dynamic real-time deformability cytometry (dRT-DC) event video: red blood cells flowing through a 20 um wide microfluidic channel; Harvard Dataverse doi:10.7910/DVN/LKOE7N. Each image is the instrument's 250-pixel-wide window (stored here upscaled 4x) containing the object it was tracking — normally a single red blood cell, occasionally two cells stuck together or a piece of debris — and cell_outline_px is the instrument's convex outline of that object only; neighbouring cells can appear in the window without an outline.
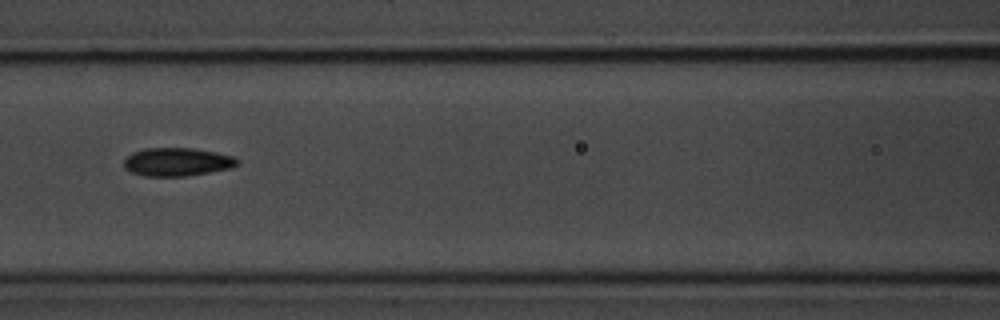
{"species": "common noctule bat (a hibernating species)", "species_latin": "Nyctalus noctula", "temperature_condition": "room temperature", "stored_images_in_passage": 7, "camera_frame_rate_fps": 3000, "um_per_image_px": 0.085, "animal": {"sex": "male", "body_mass_g": 20.1, "forearm_length_mm": 53.5}, "frame": {"image": 1, "passage_image": 7, "time_ms": 7.0, "image_size_px": [1000, 320], "cell_outline_px": [[240, 164], [232, 168], [188, 176], [144, 176], [132, 172], [124, 168], [124, 160], [132, 152], [144, 148], [192, 148], [216, 152], [232, 156], [240, 160]], "centroid_in_image_um": [15.08, 13.76], "position_along_channel_um": 151.5, "area_um2": 18.84}}